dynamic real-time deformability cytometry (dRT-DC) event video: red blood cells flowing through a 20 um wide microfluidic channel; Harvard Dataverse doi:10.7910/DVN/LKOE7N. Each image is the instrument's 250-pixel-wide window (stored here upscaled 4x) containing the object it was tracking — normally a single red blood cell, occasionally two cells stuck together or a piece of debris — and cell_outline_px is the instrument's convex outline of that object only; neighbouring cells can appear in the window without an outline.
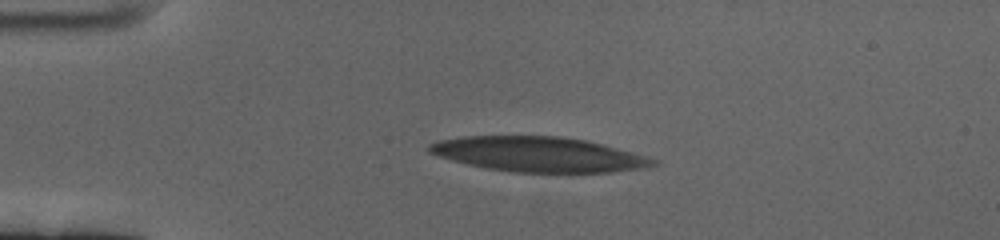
{"species": "human", "species_latin": "Homo sapiens", "temperature_condition": "cold", "stored_images_in_passage": 47, "camera_frame_rate_fps": 3000, "um_per_image_px": 0.085, "donor": {"sex": "female"}, "frame": {"image": 1, "passage_image": 1, "time_ms": 0.0, "image_size_px": [1000, 240], "cell_outline_px": [[660, 164], [648, 168], [608, 172], [512, 172], [488, 168], [468, 164], [452, 160], [428, 152], [428, 144], [440, 140], [464, 136], [560, 136], [584, 140], [604, 144], [648, 156], [660, 160]], "centroid_in_image_um": [45.87, 13.12], "position_along_channel_um": 39.1, "area_um2": 45.66}}
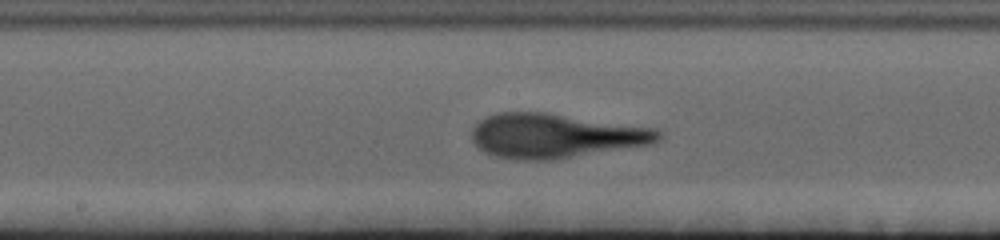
{"frame": {"image": 2, "passage_image": 19, "time_ms": 6.0, "image_size_px": [1000, 240], "cell_outline_px": [[660, 140], [652, 144], [552, 160], [512, 160], [496, 156], [484, 152], [472, 140], [472, 128], [484, 116], [496, 112], [544, 112], [656, 128], [660, 132]], "centroid_in_image_um": [47.17, 11.54], "position_along_channel_um": 201.0, "area_um2": 48.38}}
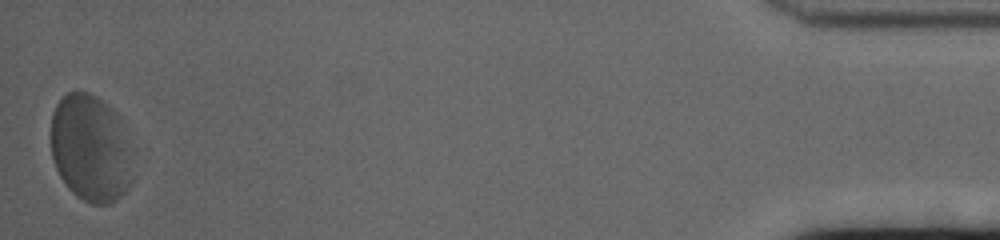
{"frame": {"image": 3, "passage_image": 47, "time_ms": 15.333, "image_size_px": [1000, 240], "cell_outline_px": [[132, 180], [128, 188], [116, 200], [108, 204], [92, 204], [76, 196], [68, 188], [60, 176], [56, 168], [52, 156], [52, 112], [56, 104], [68, 92], [88, 92], [96, 96], [108, 104], [116, 116]], "centroid_in_image_um": [7.6, 12.63], "position_along_channel_um": 427.6, "area_um2": 49.3}, "authors_computed_cell_mechanics": {"area_um2": 46.5868, "velocity_mm_per_s": 3.3139, "shape_relaxation_time_tau1_ms": 3.7457, "shape_relaxation_time_tau2_ms": 1.5506, "deformation_change_tau1": 0.2033, "deformation_change_tau2": 0.1164}}